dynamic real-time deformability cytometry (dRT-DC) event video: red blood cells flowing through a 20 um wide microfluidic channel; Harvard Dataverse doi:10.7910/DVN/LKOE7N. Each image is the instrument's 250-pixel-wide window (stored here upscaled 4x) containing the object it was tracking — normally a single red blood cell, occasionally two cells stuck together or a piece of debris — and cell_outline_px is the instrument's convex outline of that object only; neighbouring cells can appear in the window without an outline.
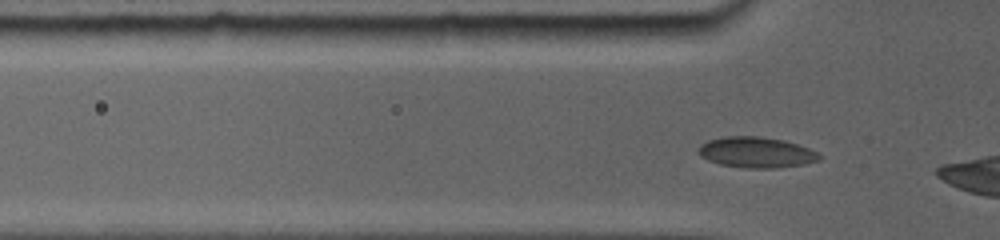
{"species": "common noctule bat (a hibernating species)", "species_latin": "Nyctalus noctula", "temperature_condition": "room temperature", "stored_images_in_passage": 13, "camera_frame_rate_fps": 5000, "um_per_image_px": 0.085, "animal": {"sex": "female", "body_mass_g": 19.0, "forearm_length_mm": 56.7}, "frame": {"image": 1, "passage_image": 5, "time_ms": 0.6, "image_size_px": [1000, 240], "cell_outline_px": [[820, 160], [804, 164], [776, 168], [744, 168], [720, 164], [708, 160], [700, 156], [696, 152], [708, 140], [728, 136], [752, 136], [780, 140], [796, 144], [808, 148], [816, 152], [820, 156]], "centroid_in_image_um": [64.26, 12.97], "position_along_channel_um": 61.5, "area_um2": 21.27}}
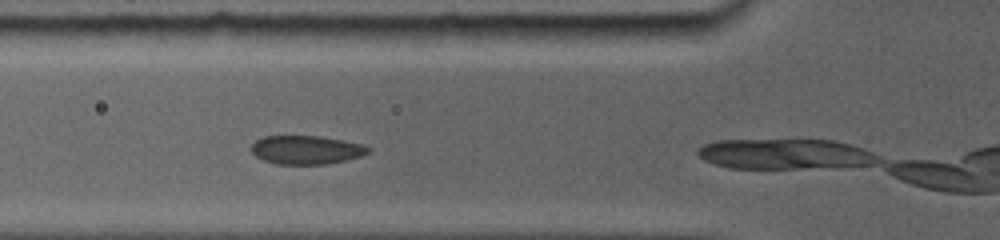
{"frame": {"image": 2, "passage_image": 12, "time_ms": 1.6, "image_size_px": [1000, 240], "cell_outline_px": [[368, 152], [360, 156], [328, 164], [276, 164], [264, 160], [256, 156], [252, 152], [252, 144], [256, 140], [264, 136], [320, 136], [360, 144], [368, 148]], "centroid_in_image_um": [25.97, 12.74], "position_along_channel_um": 99.8, "area_um2": 19.13}}